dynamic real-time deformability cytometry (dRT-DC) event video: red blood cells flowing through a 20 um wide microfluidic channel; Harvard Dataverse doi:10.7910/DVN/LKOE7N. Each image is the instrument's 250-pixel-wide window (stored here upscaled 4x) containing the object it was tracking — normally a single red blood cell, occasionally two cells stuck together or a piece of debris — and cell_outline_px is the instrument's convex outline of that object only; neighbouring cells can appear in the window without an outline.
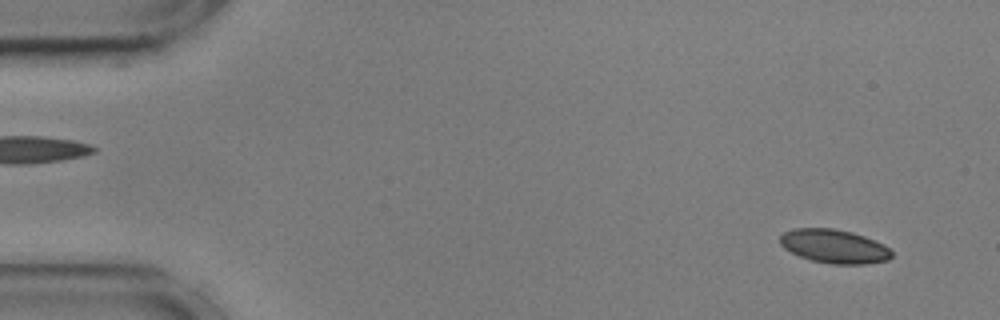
{"species": "common noctule bat (a hibernating species)", "species_latin": "Nyctalus noctula", "temperature_condition": "cold", "stored_images_in_passage": 55, "camera_frame_rate_fps": 3000, "um_per_image_px": 0.085, "animal": {"sex": "male", "body_mass_g": 17.9, "forearm_length_mm": 54.2}, "frame": {"image": 1, "passage_image": 3, "time_ms": 0.667, "image_size_px": [1000, 320], "cell_outline_px": [[892, 256], [888, 260], [864, 264], [832, 264], [812, 260], [800, 256], [784, 248], [780, 244], [780, 236], [784, 232], [792, 228], [832, 228], [852, 232], [864, 236], [884, 244], [892, 252]], "centroid_in_image_um": [70.9, 20.93], "position_along_channel_um": 14.1, "area_um2": 21.91}}
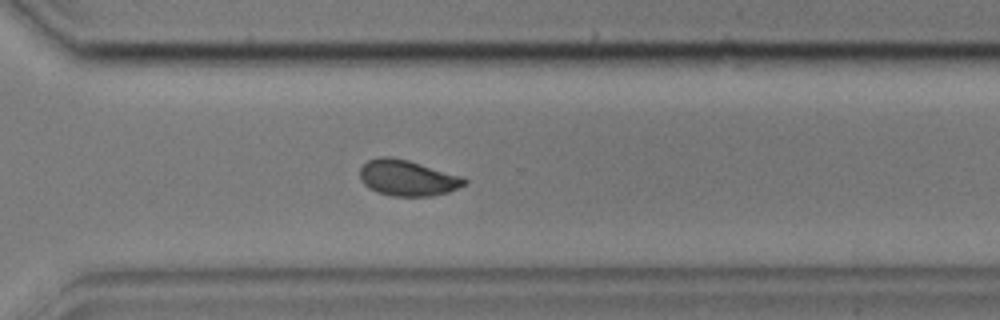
{"frame": {"image": 2, "passage_image": 39, "time_ms": 12.667, "image_size_px": [1000, 320], "cell_outline_px": [[468, 184], [448, 192], [432, 196], [392, 196], [376, 192], [368, 188], [360, 180], [360, 168], [368, 160], [380, 156], [392, 156], [408, 160], [464, 176], [468, 180]], "centroid_in_image_um": [34.66, 15.12], "position_along_channel_um": 335.9, "area_um2": 22.2}}
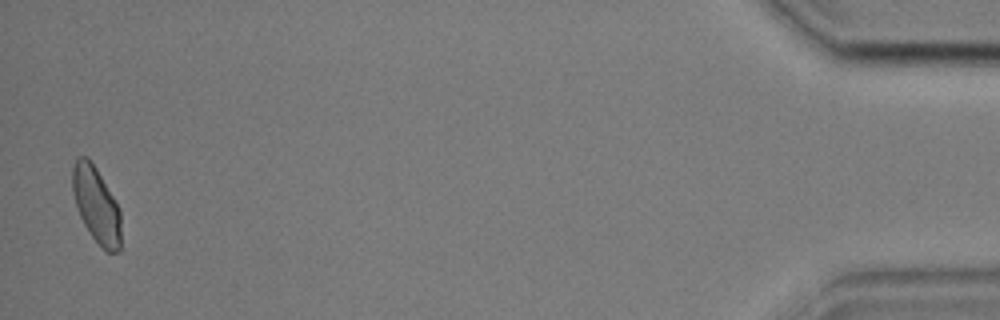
{"frame": {"image": 3, "passage_image": 54, "time_ms": 17.667, "image_size_px": [1000, 320], "cell_outline_px": [[124, 248], [120, 252], [104, 252], [92, 236], [84, 224], [76, 208], [72, 192], [72, 168], [76, 156], [88, 156], [96, 168], [120, 208]], "centroid_in_image_um": [8.23, 17.49], "position_along_channel_um": 427.0, "area_um2": 22.31}, "authors_computed_cell_mechanics": {"area_um2": 22.3108, "velocity_mm_per_s": 3.5796, "shape_relaxation_time_tau1_ms": 3.7178, "shape_relaxation_time_tau2_ms": 0.7129, "deformation_change_tau1": 0.1436, "deformation_change_tau2": 0.037}}